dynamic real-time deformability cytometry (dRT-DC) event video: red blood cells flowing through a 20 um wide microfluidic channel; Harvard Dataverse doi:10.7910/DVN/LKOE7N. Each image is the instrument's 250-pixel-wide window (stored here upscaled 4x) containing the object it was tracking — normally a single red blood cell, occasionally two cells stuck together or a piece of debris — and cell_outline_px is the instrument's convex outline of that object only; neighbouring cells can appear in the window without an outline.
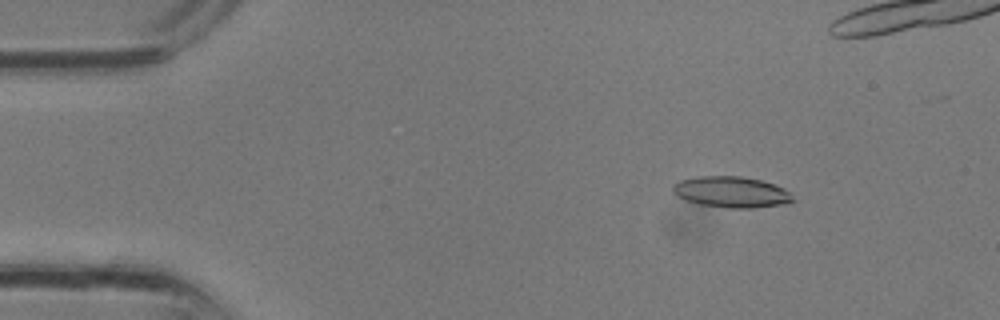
{"species": "common noctule bat (a hibernating species)", "species_latin": "Nyctalus noctula", "temperature_condition": "room temperature", "stored_images_in_passage": 18, "camera_frame_rate_fps": 3000, "um_per_image_px": 0.085, "animal": {"sex": "male", "body_mass_g": 13.3}, "frame": {"image": 1, "passage_image": 1, "time_ms": 0.0, "image_size_px": [1000, 320], "cell_outline_px": [[796, 200], [788, 204], [752, 208], [728, 208], [700, 204], [676, 196], [672, 192], [672, 184], [680, 180], [696, 176], [740, 176], [760, 180], [784, 188]], "centroid_in_image_um": [62.16, 16.32], "position_along_channel_um": 22.8, "area_um2": 21.79}}
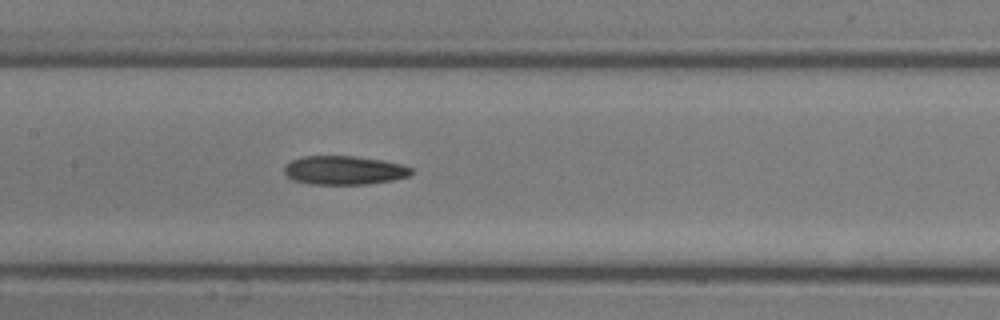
{"frame": {"image": 2, "passage_image": 12, "time_ms": 3.667, "image_size_px": [1000, 320], "cell_outline_px": [[412, 172], [408, 176], [392, 180], [368, 184], [308, 184], [292, 180], [284, 172], [284, 164], [292, 160], [304, 156], [352, 156], [384, 160], [400, 164], [412, 168]], "centroid_in_image_um": [29.22, 14.47], "position_along_channel_um": 178.2, "area_um2": 21.33}}
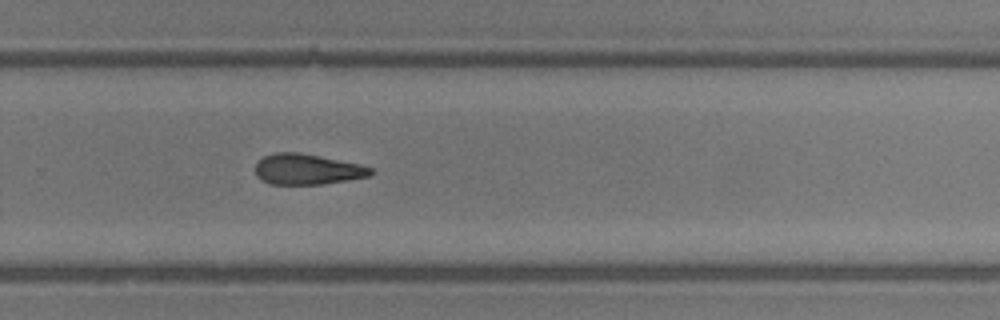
{"frame": {"image": 3, "passage_image": 18, "time_ms": 5.667, "image_size_px": [1000, 320], "cell_outline_px": [[376, 172], [368, 176], [348, 180], [324, 184], [268, 184], [260, 180], [256, 176], [256, 164], [264, 156], [276, 152], [300, 152], [360, 164], [372, 168]], "centroid_in_image_um": [26.12, 14.39], "position_along_channel_um": 303.7, "area_um2": 20.69}}